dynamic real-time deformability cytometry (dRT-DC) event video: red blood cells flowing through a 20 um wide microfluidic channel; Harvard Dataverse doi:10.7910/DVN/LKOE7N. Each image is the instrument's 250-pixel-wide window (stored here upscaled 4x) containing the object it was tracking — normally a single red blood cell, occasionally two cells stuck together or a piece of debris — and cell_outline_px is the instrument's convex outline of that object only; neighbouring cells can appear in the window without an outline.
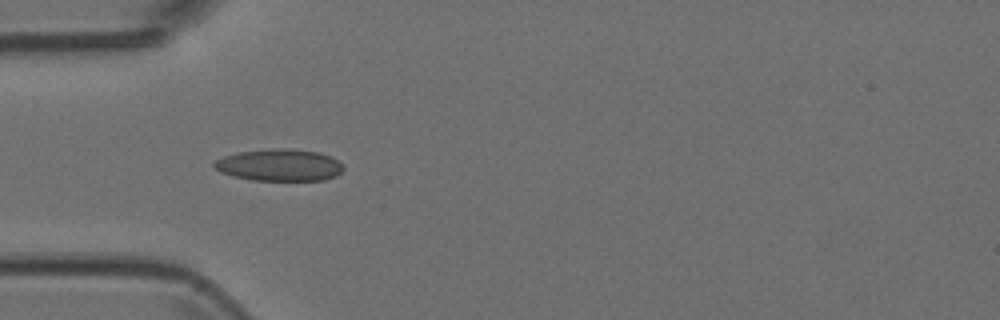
{"species": "Egyptian fruit bat (a non-hibernating species)", "species_latin": "Rousettus aegyptiacus", "temperature_condition": "room temperature", "stored_images_in_passage": 4, "camera_frame_rate_fps": 3000, "um_per_image_px": 0.085, "animal": {"sex": "female"}, "frame": {"image": 1, "passage_image": 4, "time_ms": 1.0, "image_size_px": [1000, 320], "cell_outline_px": [[344, 168], [336, 176], [324, 180], [252, 180], [232, 176], [220, 172], [212, 164], [216, 160], [224, 156], [236, 152], [272, 148], [284, 148], [320, 152], [332, 156], [344, 164]], "centroid_in_image_um": [23.77, 14.02], "position_along_channel_um": 61.2, "area_um2": 24.28}}